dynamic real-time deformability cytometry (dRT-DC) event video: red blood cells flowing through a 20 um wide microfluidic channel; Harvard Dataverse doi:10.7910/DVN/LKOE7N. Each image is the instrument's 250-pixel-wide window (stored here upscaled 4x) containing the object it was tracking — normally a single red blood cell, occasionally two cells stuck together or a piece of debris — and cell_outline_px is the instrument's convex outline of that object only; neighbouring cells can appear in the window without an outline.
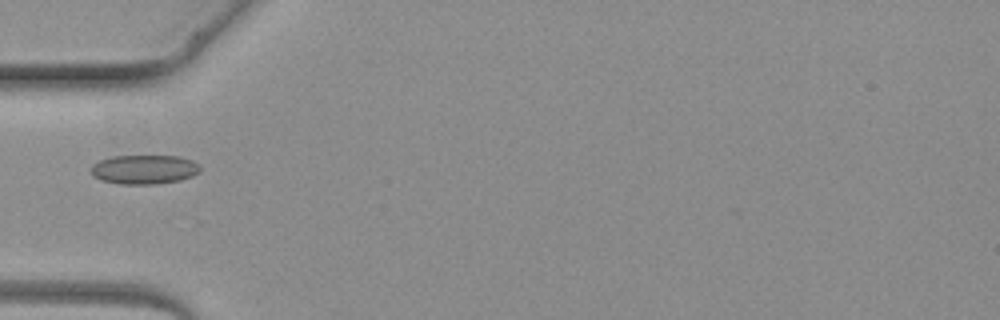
{"species": "common noctule bat (a hibernating species)", "species_latin": "Nyctalus noctula", "temperature_condition": "warm", "stored_images_in_passage": 3, "camera_frame_rate_fps": 3000, "um_per_image_px": 0.085, "animal": {"sex": "female", "body_mass_g": 19.3, "forearm_length_mm": 54.1}, "frame": {"image": 1, "passage_image": 3, "time_ms": 3.333, "image_size_px": [1000, 320], "cell_outline_px": [[200, 172], [192, 176], [180, 180], [156, 184], [120, 184], [100, 180], [92, 176], [92, 164], [100, 160], [112, 156], [180, 156], [192, 160], [200, 164]], "centroid_in_image_um": [12.27, 14.4], "position_along_channel_um": 72.7, "area_um2": 18.73}}